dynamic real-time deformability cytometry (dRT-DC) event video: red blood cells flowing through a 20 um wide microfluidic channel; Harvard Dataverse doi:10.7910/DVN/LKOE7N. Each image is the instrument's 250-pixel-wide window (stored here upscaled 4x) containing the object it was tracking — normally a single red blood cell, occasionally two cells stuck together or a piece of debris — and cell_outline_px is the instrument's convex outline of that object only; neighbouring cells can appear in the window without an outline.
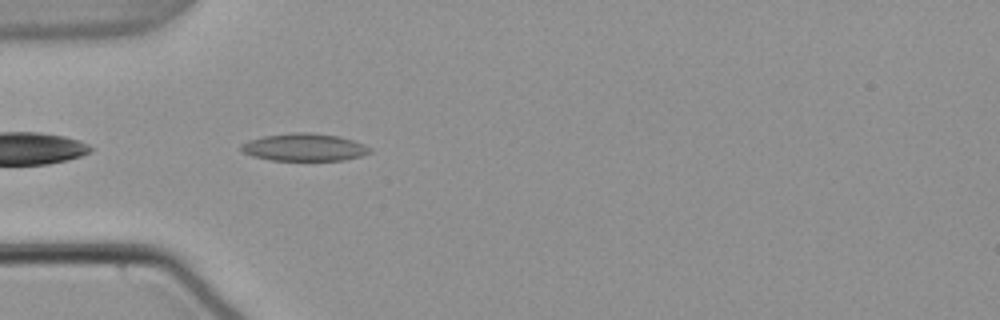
{"species": "common noctule bat (a hibernating species)", "species_latin": "Nyctalus noctula", "temperature_condition": "warm", "stored_images_in_passage": 21, "camera_frame_rate_fps": 3000, "um_per_image_px": 0.085, "animal": {"sex": "male", "body_mass_g": 21.5, "forearm_length_mm": 52.0}, "frame": {"image": 1, "passage_image": 2, "time_ms": 0.333, "image_size_px": [1000, 320], "cell_outline_px": [[372, 152], [360, 156], [340, 160], [272, 160], [252, 156], [244, 152], [240, 148], [240, 144], [248, 140], [264, 136], [292, 132], [312, 132], [340, 136], [364, 144], [372, 148]], "centroid_in_image_um": [25.87, 12.5], "position_along_channel_um": 59.1, "area_um2": 20.69}}
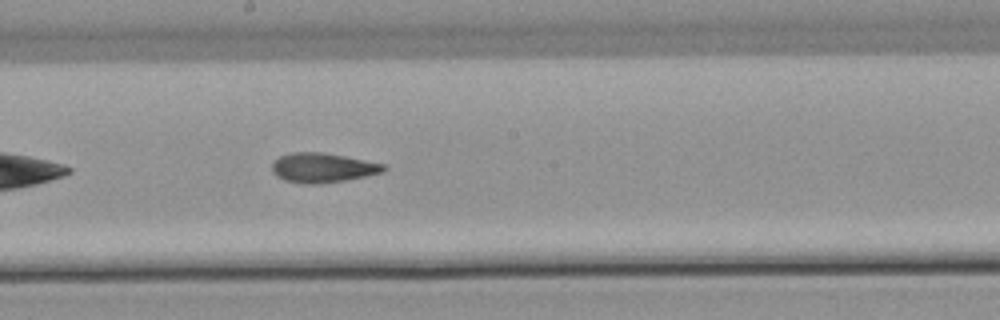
{"frame": {"image": 2, "passage_image": 15, "time_ms": 4.667, "image_size_px": [1000, 320], "cell_outline_px": [[388, 168], [384, 172], [344, 180], [316, 184], [308, 184], [284, 180], [276, 176], [272, 172], [272, 164], [280, 156], [292, 152], [324, 152], [388, 164]], "centroid_in_image_um": [27.47, 14.24], "position_along_channel_um": 220.7, "area_um2": 19.31}}
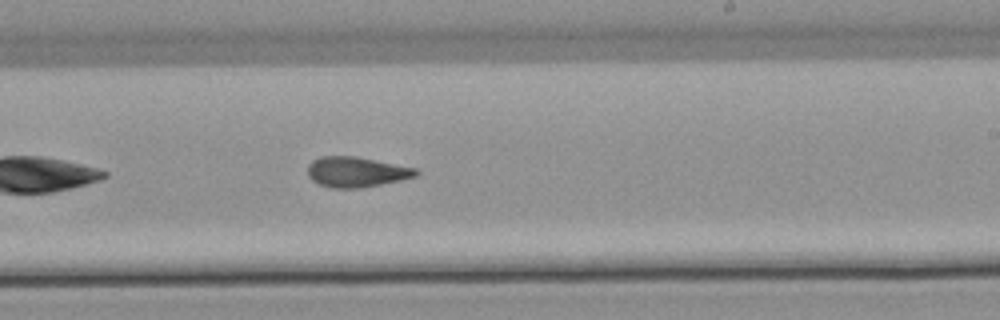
{"frame": {"image": 3, "passage_image": 18, "time_ms": 5.667, "image_size_px": [1000, 320], "cell_outline_px": [[420, 172], [416, 176], [400, 180], [360, 188], [332, 188], [320, 184], [312, 180], [308, 176], [308, 164], [312, 160], [320, 156], [356, 156], [416, 168]], "centroid_in_image_um": [30.27, 14.61], "position_along_channel_um": 258.7, "area_um2": 19.07}}